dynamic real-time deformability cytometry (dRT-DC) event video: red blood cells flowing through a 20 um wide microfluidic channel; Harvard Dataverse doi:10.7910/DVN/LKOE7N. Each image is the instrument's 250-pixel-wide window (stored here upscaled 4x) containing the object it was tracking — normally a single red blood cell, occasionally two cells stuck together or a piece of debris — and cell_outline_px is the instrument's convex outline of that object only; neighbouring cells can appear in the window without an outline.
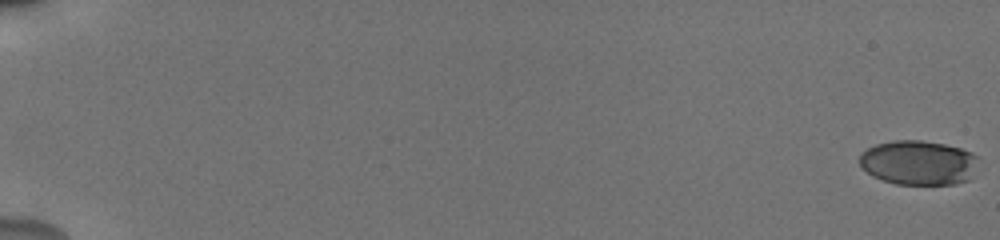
{"species": "human", "species_latin": "Homo sapiens", "temperature_condition": "cold", "stored_images_in_passage": 57, "camera_frame_rate_fps": 3000, "um_per_image_px": 0.085, "donor": {"sex": "male"}, "frame": {"image": 1, "passage_image": 1, "time_ms": 0.0, "image_size_px": [1000, 240], "cell_outline_px": [[976, 156], [968, 180], [956, 184], [896, 184], [872, 176], [860, 164], [860, 156], [868, 148], [876, 144], [892, 140], [920, 140], [944, 144], [960, 148], [972, 152]], "centroid_in_image_um": [78.03, 13.82], "position_along_channel_um": 7.0, "area_um2": 30.29}}
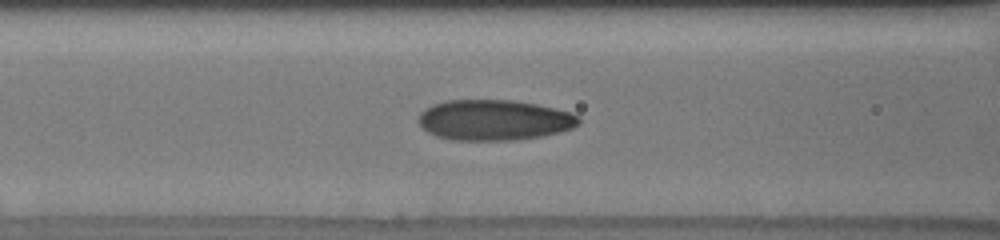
{"frame": {"image": 2, "passage_image": 27, "time_ms": 8.667, "image_size_px": [1000, 240], "cell_outline_px": [[580, 124], [572, 128], [560, 132], [540, 136], [512, 140], [452, 140], [436, 136], [428, 132], [416, 120], [420, 112], [424, 108], [432, 104], [448, 100], [512, 100], [536, 104], [572, 112], [580, 116]], "centroid_in_image_um": [41.99, 10.2], "position_along_channel_um": 124.6, "area_um2": 38.09}}
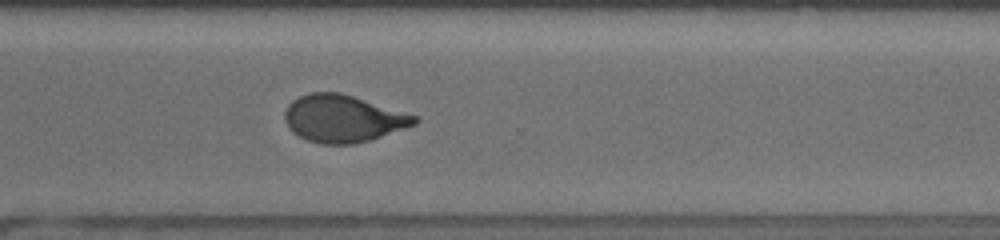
{"frame": {"image": 3, "passage_image": 44, "time_ms": 14.333, "image_size_px": [1000, 240], "cell_outline_px": [[420, 120], [416, 124], [368, 140], [352, 144], [320, 144], [308, 140], [300, 136], [288, 124], [284, 116], [284, 112], [288, 104], [292, 100], [308, 92], [340, 92], [420, 116]], "centroid_in_image_um": [29.19, 10.06], "position_along_channel_um": 341.4, "area_um2": 35.49}, "authors_computed_cell_mechanics": {"area_um2": 35.258, "velocity_mm_per_s": 3.8362, "shape_relaxation_time_tau1_ms": 5.064, "shape_relaxation_time_tau2_ms": 0.8025, "deformation_change_tau1": 0.1946, "deformation_change_tau2": 0.0604}}